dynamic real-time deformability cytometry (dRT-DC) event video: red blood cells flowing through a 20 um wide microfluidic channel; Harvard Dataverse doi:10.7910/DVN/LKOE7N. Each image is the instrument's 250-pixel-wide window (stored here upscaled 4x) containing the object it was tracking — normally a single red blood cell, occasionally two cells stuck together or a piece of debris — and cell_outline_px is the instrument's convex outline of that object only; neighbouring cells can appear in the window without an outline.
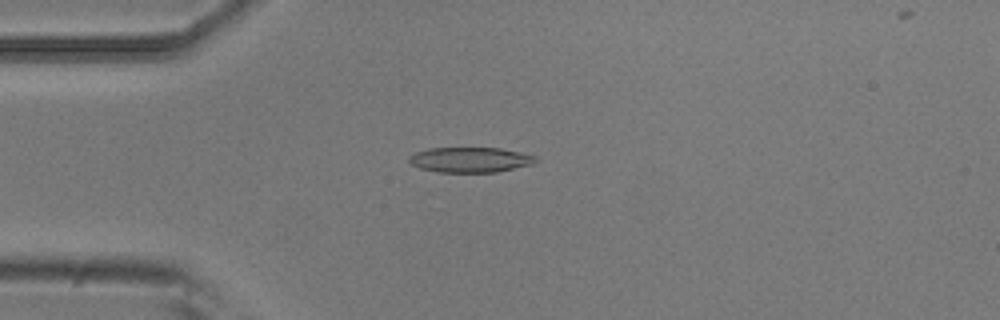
{"species": "common noctule bat (a hibernating species)", "species_latin": "Nyctalus noctula", "temperature_condition": "room temperature", "stored_images_in_passage": 3, "camera_frame_rate_fps": 3000, "um_per_image_px": 0.085, "animal": {"sex": "male", "body_mass_g": 20.5, "forearm_length_mm": 52.5}, "frame": {"image": 1, "passage_image": 2, "time_ms": 0.333, "image_size_px": [1000, 320], "cell_outline_px": [[540, 160], [532, 164], [496, 172], [436, 172], [420, 168], [412, 164], [408, 160], [408, 156], [416, 152], [428, 148], [500, 148], [536, 156]], "centroid_in_image_um": [39.95, 13.58], "position_along_channel_um": 45.0, "area_um2": 18.55}}